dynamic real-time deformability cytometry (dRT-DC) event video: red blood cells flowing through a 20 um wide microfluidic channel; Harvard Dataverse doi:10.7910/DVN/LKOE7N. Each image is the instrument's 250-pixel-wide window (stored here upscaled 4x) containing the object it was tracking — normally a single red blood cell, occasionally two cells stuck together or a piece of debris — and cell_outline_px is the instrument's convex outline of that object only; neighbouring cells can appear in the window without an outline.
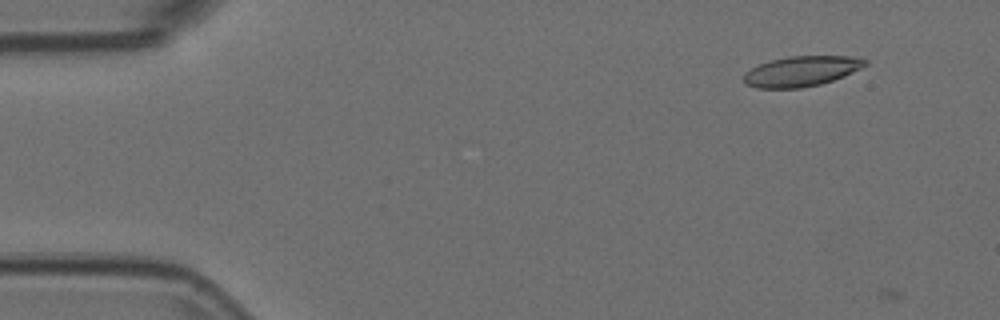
{"species": "Egyptian fruit bat (a non-hibernating species)", "species_latin": "Rousettus aegyptiacus", "temperature_condition": "room temperature", "stored_images_in_passage": 3, "camera_frame_rate_fps": 3000, "um_per_image_px": 0.085, "animal": {"sex": "female"}, "frame": {"image": 1, "passage_image": 2, "time_ms": 0.333, "image_size_px": [1000, 320], "cell_outline_px": [[868, 64], [844, 76], [820, 84], [800, 88], [756, 88], [744, 84], [744, 72], [760, 64], [772, 60], [788, 56], [848, 56], [868, 60]], "centroid_in_image_um": [68.1, 6.06], "position_along_channel_um": 16.9, "area_um2": 21.27}}